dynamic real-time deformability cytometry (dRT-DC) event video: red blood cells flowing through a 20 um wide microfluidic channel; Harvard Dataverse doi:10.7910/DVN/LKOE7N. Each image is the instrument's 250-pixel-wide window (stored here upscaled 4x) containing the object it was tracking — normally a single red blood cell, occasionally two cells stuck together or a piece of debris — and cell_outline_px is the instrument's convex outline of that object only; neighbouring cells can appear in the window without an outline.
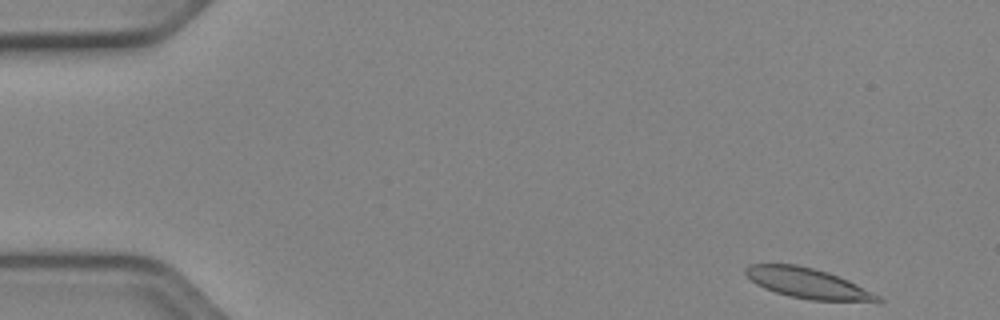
{"species": "Egyptian fruit bat (a non-hibernating species)", "species_latin": "Rousettus aegyptiacus", "temperature_condition": "cold", "stored_images_in_passage": 10, "camera_frame_rate_fps": 3000, "um_per_image_px": 0.085, "animal": {"sex": "female"}, "frame": {"image": 1, "passage_image": 1, "time_ms": 0.0, "image_size_px": [1000, 320], "cell_outline_px": [[884, 300], [812, 300], [788, 296], [764, 288], [756, 284], [744, 272], [744, 268], [748, 264], [796, 264], [828, 272], [848, 280], [880, 296]], "centroid_in_image_um": [68.56, 24.05], "position_along_channel_um": 16.4, "area_um2": 22.72}}